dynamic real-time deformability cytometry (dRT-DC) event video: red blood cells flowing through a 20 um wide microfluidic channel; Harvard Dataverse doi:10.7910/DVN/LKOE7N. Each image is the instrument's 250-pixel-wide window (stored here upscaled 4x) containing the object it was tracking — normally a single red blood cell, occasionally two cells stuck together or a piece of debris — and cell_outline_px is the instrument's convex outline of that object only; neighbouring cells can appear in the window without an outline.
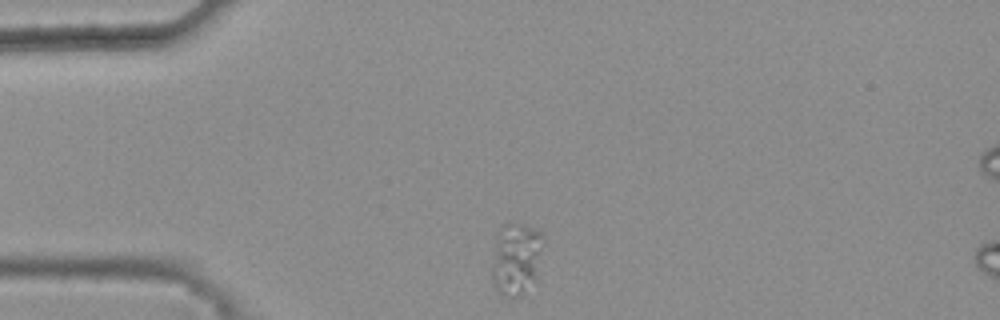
{"species": "common noctule bat (a hibernating species)", "species_latin": "Nyctalus noctula", "temperature_condition": "warm", "stored_images_in_passage": 32, "camera_frame_rate_fps": 3000, "um_per_image_px": 0.085, "animal": {"sex": "female", "body_mass_g": 25.1}, "frame": {"image": 1, "passage_image": 1, "time_ms": 0.0, "image_size_px": [1000, 320], "cell_outline_px": [[544, 236], [532, 276], [524, 292], [520, 296], [504, 296], [496, 288], [492, 276], [492, 272], [496, 244], [500, 228], [504, 224], [520, 224], [540, 232]], "centroid_in_image_um": [43.82, 21.96], "position_along_channel_um": 41.2, "area_um2": 19.94}}
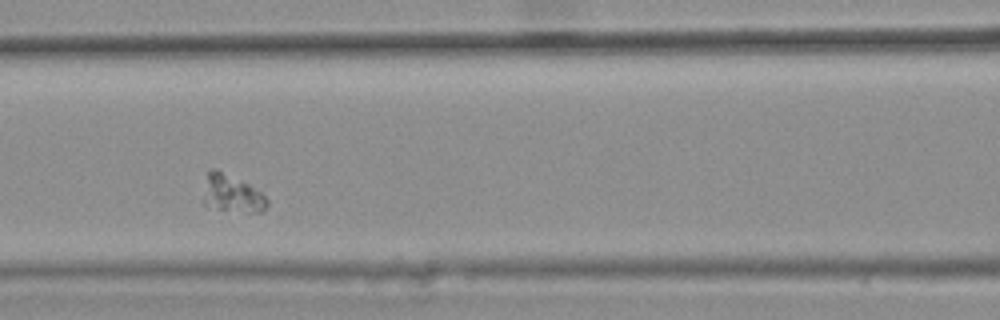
{"frame": {"image": 2, "passage_image": 12, "time_ms": 3.667, "image_size_px": [1000, 320], "cell_outline_px": [[268, 204], [264, 212], [252, 212], [220, 208], [204, 204], [200, 200], [208, 172], [212, 168], [216, 168], [248, 184], [260, 192], [268, 200]], "centroid_in_image_um": [19.68, 16.44], "position_along_channel_um": 146.9, "area_um2": 13.76}}
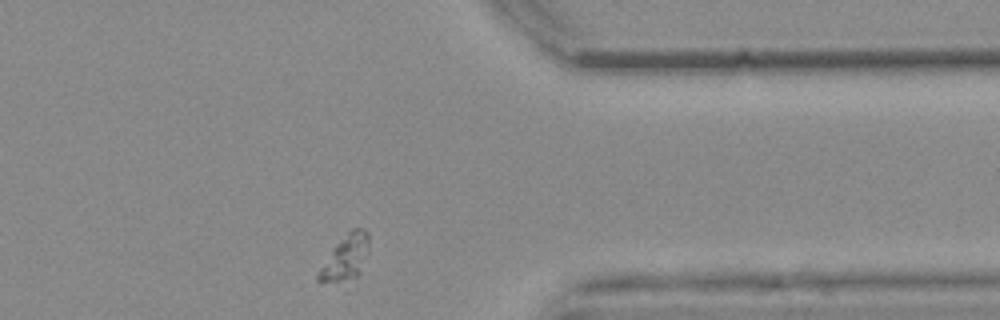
{"frame": {"image": 3, "passage_image": 32, "time_ms": 10.333, "image_size_px": [1000, 320], "cell_outline_px": [[368, 252], [360, 272], [348, 292], [316, 280], [316, 272], [332, 248], [352, 228], [364, 228], [368, 232]], "centroid_in_image_um": [29.32, 22.13], "position_along_channel_um": 382.1, "area_um2": 14.85}}